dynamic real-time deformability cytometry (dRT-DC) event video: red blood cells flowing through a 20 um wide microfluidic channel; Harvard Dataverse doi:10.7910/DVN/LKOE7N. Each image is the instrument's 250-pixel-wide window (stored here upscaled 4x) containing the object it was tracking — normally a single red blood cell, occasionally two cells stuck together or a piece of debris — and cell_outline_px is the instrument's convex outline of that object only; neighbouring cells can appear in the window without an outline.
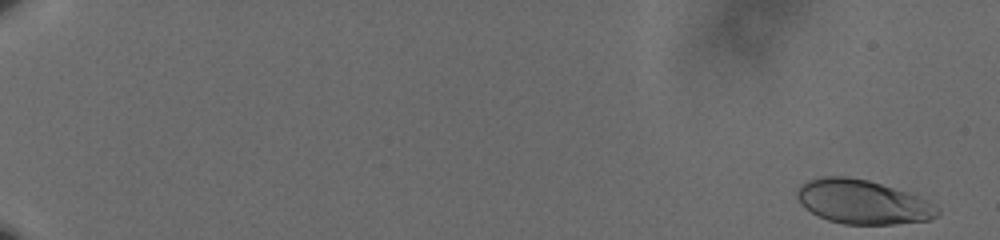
{"species": "human", "species_latin": "Homo sapiens", "temperature_condition": "cold", "stored_images_in_passage": 60, "camera_frame_rate_fps": 3000, "um_per_image_px": 0.085, "donor": {"sex": "male"}, "frame": {"image": 1, "passage_image": 1, "time_ms": 0.0, "image_size_px": [1000, 240], "cell_outline_px": [[940, 212], [936, 216], [928, 220], [892, 224], [844, 224], [828, 220], [804, 208], [796, 196], [796, 192], [800, 184], [808, 180], [820, 176], [848, 176], [868, 180], [920, 196], [936, 204], [940, 208]], "centroid_in_image_um": [73.33, 17.15], "position_along_channel_um": 11.7, "area_um2": 36.24}}
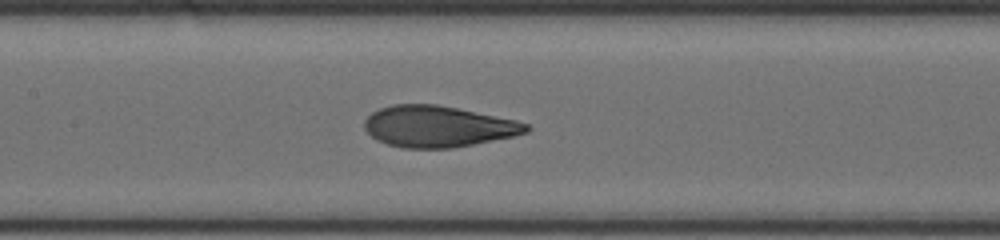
{"frame": {"image": 2, "passage_image": 32, "time_ms": 10.333, "image_size_px": [1000, 240], "cell_outline_px": [[532, 128], [528, 132], [512, 136], [452, 148], [404, 148], [388, 144], [376, 140], [364, 128], [364, 120], [372, 112], [380, 108], [392, 104], [436, 104], [516, 120], [528, 124]], "centroid_in_image_um": [37.2, 10.74], "position_along_channel_um": 170.2, "area_um2": 38.67}}
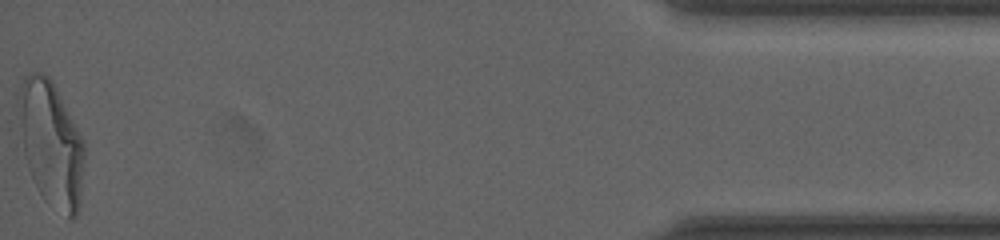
{"frame": {"image": 3, "passage_image": 60, "time_ms": 19.667, "image_size_px": [1000, 240], "cell_outline_px": [[84, 160], [80, 204], [76, 216], [72, 220], [68, 220], [44, 200], [28, 168], [24, 156], [16, 104], [16, 100], [24, 76], [32, 72], [40, 72], [48, 76], [52, 80], [80, 132], [84, 140]], "centroid_in_image_um": [4.34, 12.22], "position_along_channel_um": 430.9, "area_um2": 48.44}, "authors_computed_cell_mechanics": {"area_um2": 38.9861, "velocity_mm_per_s": 3.5857, "shape_relaxation_time_tau1_ms": 4.6224, "shape_relaxation_time_tau2_ms": 0.8475, "deformation_change_tau1": 0.1994, "deformation_change_tau2": 0.0819}}